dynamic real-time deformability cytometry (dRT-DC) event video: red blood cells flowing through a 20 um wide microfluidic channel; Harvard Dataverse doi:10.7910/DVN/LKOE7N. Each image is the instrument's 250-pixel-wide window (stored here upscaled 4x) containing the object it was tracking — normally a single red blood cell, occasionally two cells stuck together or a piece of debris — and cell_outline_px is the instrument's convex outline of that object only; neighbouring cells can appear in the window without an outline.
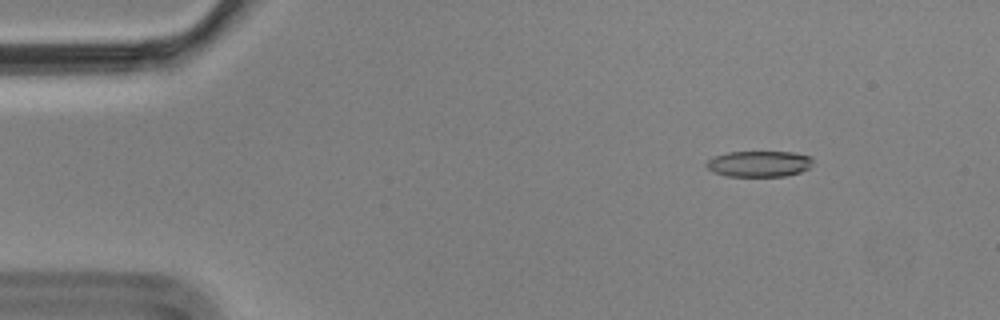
{"species": "Egyptian fruit bat (a non-hibernating species)", "species_latin": "Rousettus aegyptiacus", "temperature_condition": "cold", "stored_images_in_passage": 5, "camera_frame_rate_fps": 3000, "um_per_image_px": 0.085, "animal": {"sex": "male"}, "frame": {"image": 1, "passage_image": 2, "time_ms": 0.333, "image_size_px": [1000, 320], "cell_outline_px": [[812, 164], [808, 168], [800, 172], [784, 176], [728, 176], [712, 172], [704, 164], [712, 156], [728, 152], [792, 152], [812, 156]], "centroid_in_image_um": [64.49, 13.92], "position_along_channel_um": 20.5, "area_um2": 16.18}}
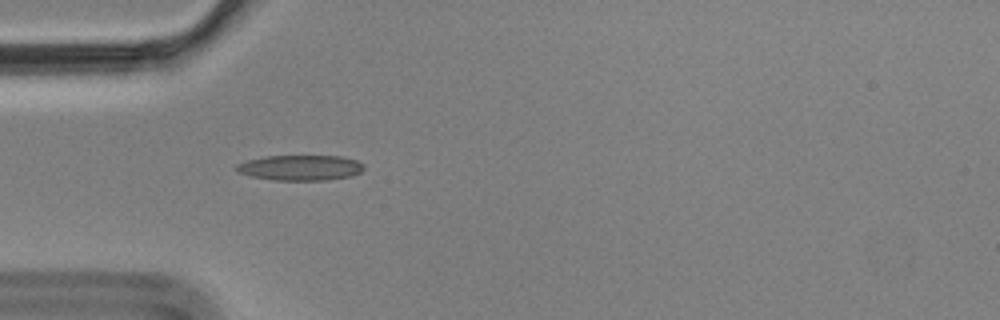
{"frame": {"image": 2, "passage_image": 5, "time_ms": 1.333, "image_size_px": [1000, 320], "cell_outline_px": [[364, 168], [360, 172], [352, 176], [324, 180], [276, 180], [252, 176], [236, 172], [232, 168], [236, 164], [248, 160], [264, 156], [340, 156], [356, 160], [364, 164]], "centroid_in_image_um": [25.5, 14.25], "position_along_channel_um": 59.5, "area_um2": 18.9}}